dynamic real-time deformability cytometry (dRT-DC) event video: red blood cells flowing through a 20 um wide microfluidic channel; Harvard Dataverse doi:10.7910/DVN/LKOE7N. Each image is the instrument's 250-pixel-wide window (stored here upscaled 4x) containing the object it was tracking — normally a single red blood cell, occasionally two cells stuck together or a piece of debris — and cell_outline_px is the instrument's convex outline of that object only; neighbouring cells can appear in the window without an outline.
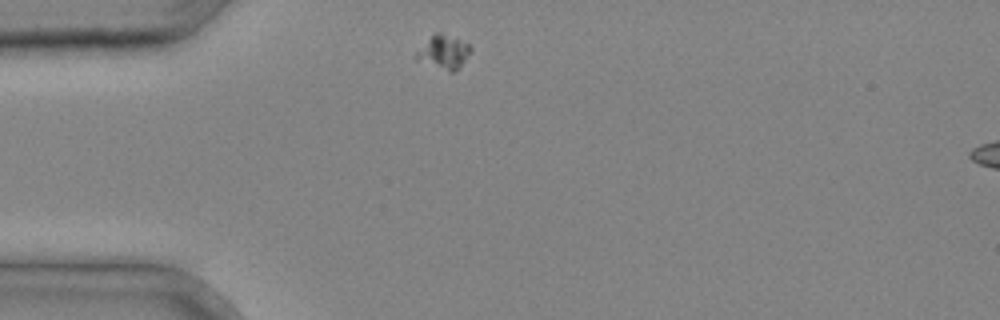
{"species": "common noctule bat (a hibernating species)", "species_latin": "Nyctalus noctula", "temperature_condition": "cold", "stored_images_in_passage": 24, "camera_frame_rate_fps": 3000, "um_per_image_px": 0.085, "animal": {"sex": "male", "body_mass_g": 20.4}, "frame": {"image": 1, "passage_image": 1, "time_ms": 0.0, "image_size_px": [1000, 320], "cell_outline_px": [[472, 48], [456, 72], [448, 72], [416, 60], [416, 52], [432, 32], [440, 32], [468, 44]], "centroid_in_image_um": [37.66, 4.43], "position_along_channel_um": 47.3, "area_um2": 10.64}}
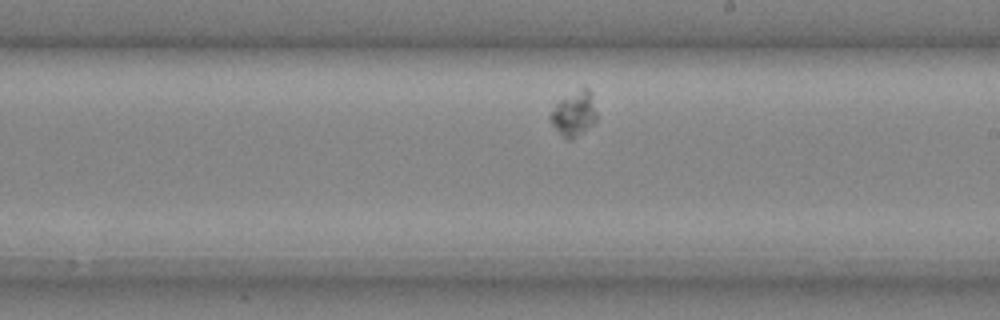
{"frame": {"image": 2, "passage_image": 14, "time_ms": 4.333, "image_size_px": [1000, 320], "cell_outline_px": [[596, 120], [592, 124], [572, 140], [568, 140], [552, 124], [548, 116], [556, 104], [560, 100], [584, 88], [588, 88], [596, 112]], "centroid_in_image_um": [48.77, 9.7], "position_along_channel_um": 240.2, "area_um2": 11.44}}
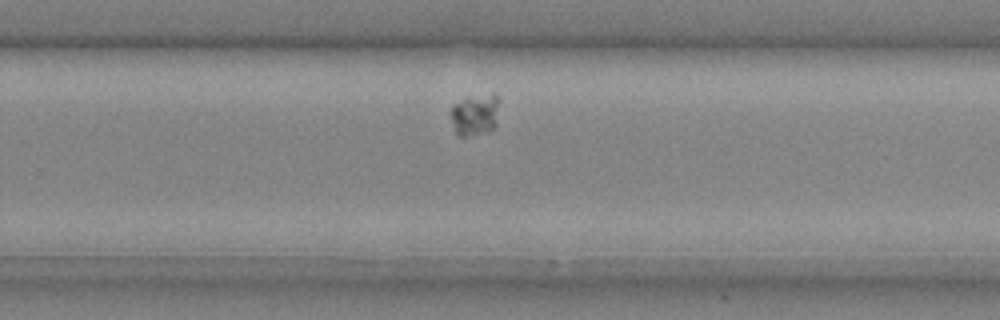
{"frame": {"image": 3, "passage_image": 17, "time_ms": 5.333, "image_size_px": [1000, 320], "cell_outline_px": [[500, 100], [496, 124], [488, 132], [464, 136], [456, 136], [452, 120], [452, 104], [464, 100], [492, 92]], "centroid_in_image_um": [40.41, 9.76], "position_along_channel_um": 289.4, "area_um2": 11.62}}